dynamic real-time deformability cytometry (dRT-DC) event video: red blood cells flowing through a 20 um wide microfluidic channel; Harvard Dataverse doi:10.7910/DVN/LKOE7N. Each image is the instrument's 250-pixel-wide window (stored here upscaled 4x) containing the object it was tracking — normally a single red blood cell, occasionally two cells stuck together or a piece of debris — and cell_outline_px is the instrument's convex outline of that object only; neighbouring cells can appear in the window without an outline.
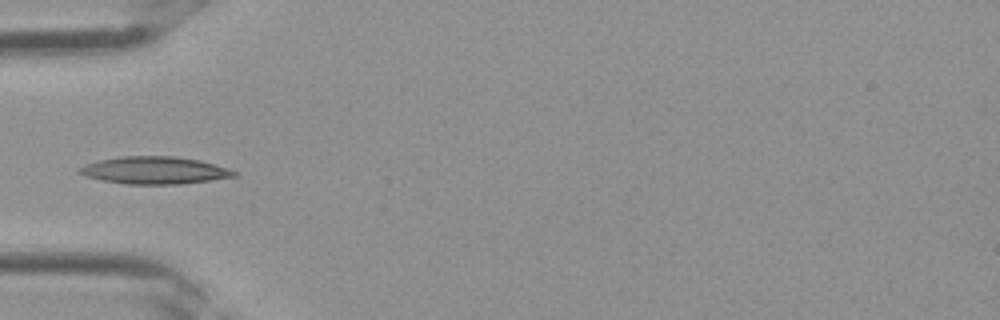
{"species": "Egyptian fruit bat (a non-hibernating species)", "species_latin": "Rousettus aegyptiacus", "temperature_condition": "room temperature", "stored_images_in_passage": 3, "camera_frame_rate_fps": 3000, "um_per_image_px": 0.085, "frame": {"image": 1, "passage_image": 3, "time_ms": 0.667, "image_size_px": [1000, 320], "cell_outline_px": [[236, 176], [212, 180], [180, 184], [128, 184], [104, 180], [88, 176], [80, 172], [76, 168], [84, 164], [100, 160], [120, 156], [172, 156], [200, 160], [228, 168], [236, 172]], "centroid_in_image_um": [13.15, 14.47], "position_along_channel_um": 71.9, "area_um2": 24.45}}